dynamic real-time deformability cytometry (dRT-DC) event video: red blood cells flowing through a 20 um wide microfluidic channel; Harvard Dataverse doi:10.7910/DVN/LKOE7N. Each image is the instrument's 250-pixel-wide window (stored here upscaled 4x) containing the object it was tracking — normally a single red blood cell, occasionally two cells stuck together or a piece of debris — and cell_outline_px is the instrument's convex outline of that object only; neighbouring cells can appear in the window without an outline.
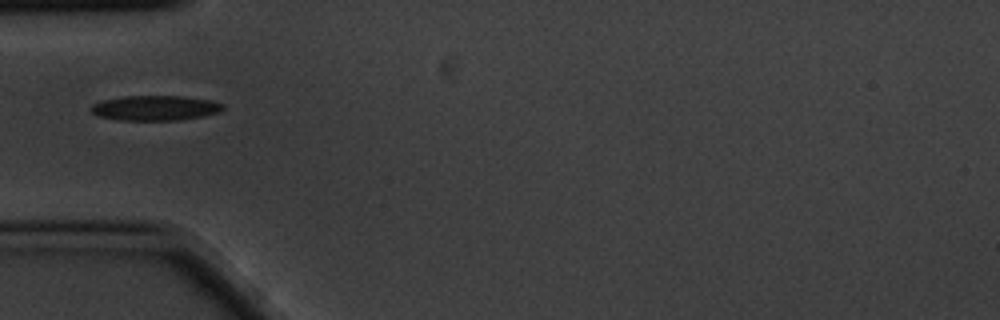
{"species": "common noctule bat (a hibernating species)", "species_latin": "Nyctalus noctula", "temperature_condition": "cold", "stored_images_in_passage": 4, "camera_frame_rate_fps": 3000, "um_per_image_px": 0.085, "animal": {"sex": "male", "body_mass_g": 20.1, "forearm_length_mm": 53.5}, "frame": {"image": 1, "passage_image": 3, "time_ms": 0.667, "image_size_px": [1000, 320], "cell_outline_px": [[224, 108], [220, 112], [204, 116], [180, 120], [120, 120], [96, 116], [88, 108], [92, 104], [104, 100], [124, 96], [184, 96], [208, 100], [224, 104]], "centroid_in_image_um": [13.18, 9.18], "position_along_channel_um": 71.8, "area_um2": 19.31}}